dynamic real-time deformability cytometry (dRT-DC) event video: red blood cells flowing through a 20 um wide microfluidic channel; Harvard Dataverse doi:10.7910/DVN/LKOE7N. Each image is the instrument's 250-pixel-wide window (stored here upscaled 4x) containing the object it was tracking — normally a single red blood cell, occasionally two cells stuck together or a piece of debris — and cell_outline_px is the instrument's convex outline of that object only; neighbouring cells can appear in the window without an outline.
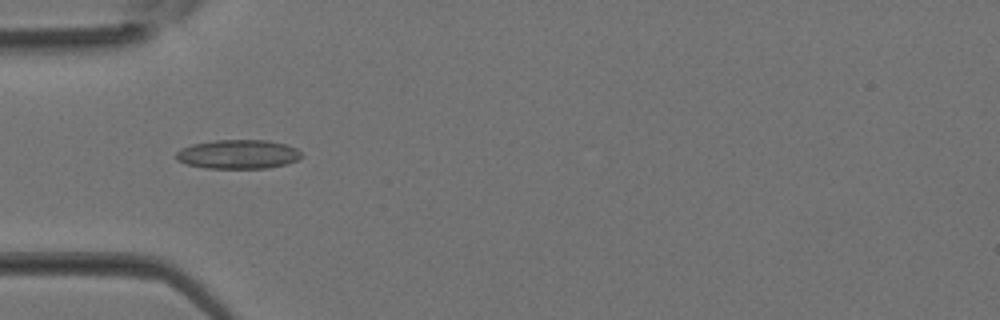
{"species": "Egyptian fruit bat (a non-hibernating species)", "species_latin": "Rousettus aegyptiacus", "temperature_condition": "room temperature", "stored_images_in_passage": 36, "camera_frame_rate_fps": 3000, "um_per_image_px": 0.085, "animal": {"sex": "female"}, "frame": {"image": 1, "passage_image": 11, "time_ms": 3.333, "image_size_px": [1000, 320], "cell_outline_px": [[304, 156], [296, 160], [284, 164], [268, 168], [204, 168], [188, 164], [176, 160], [176, 152], [180, 148], [192, 144], [216, 140], [264, 140], [284, 144], [296, 148]], "centroid_in_image_um": [20.21, 13.11], "position_along_channel_um": 64.8, "area_um2": 21.15}}
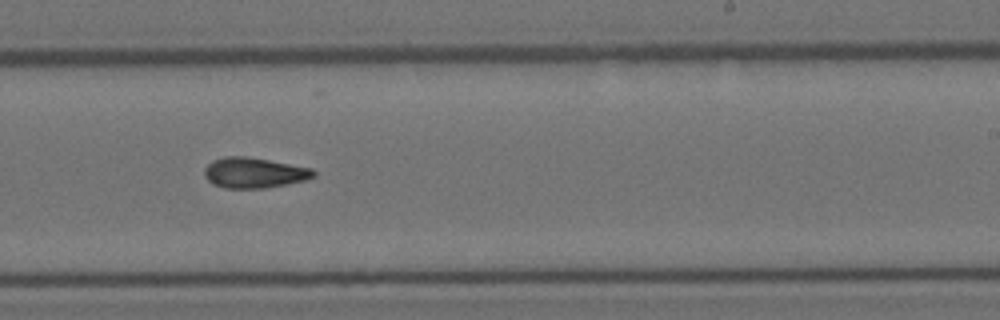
{"frame": {"image": 2, "passage_image": 22, "time_ms": 7.0, "image_size_px": [1000, 320], "cell_outline_px": [[316, 176], [304, 180], [264, 188], [224, 188], [212, 184], [204, 176], [204, 168], [212, 160], [224, 156], [244, 156], [268, 160], [312, 168], [316, 172]], "centroid_in_image_um": [21.56, 14.68], "position_along_channel_um": 267.4, "area_um2": 19.31}}
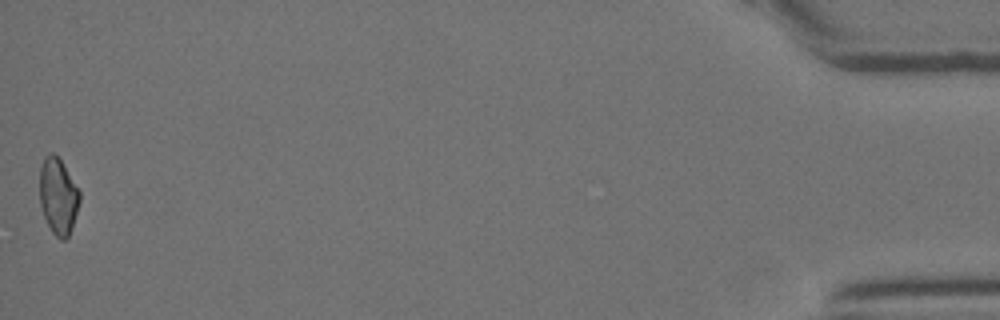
{"frame": {"image": 3, "passage_image": 36, "time_ms": 11.667, "image_size_px": [1000, 320], "cell_outline_px": [[80, 200], [68, 236], [64, 240], [60, 240], [52, 232], [44, 216], [40, 204], [40, 168], [44, 156], [48, 152], [52, 152], [60, 160], [80, 192]], "centroid_in_image_um": [4.92, 16.66], "position_along_channel_um": 430.3, "area_um2": 17.4}}